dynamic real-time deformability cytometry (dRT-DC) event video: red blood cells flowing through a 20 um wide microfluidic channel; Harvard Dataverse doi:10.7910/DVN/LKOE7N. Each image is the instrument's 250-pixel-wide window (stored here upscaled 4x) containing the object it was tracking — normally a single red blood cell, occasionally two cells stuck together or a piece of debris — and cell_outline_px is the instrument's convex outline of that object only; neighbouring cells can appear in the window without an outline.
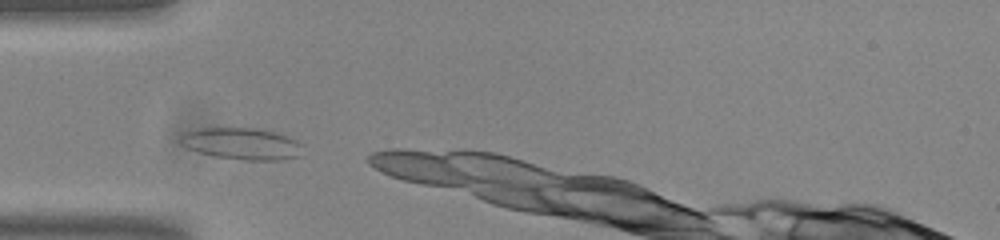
{"species": "common noctule bat (a hibernating species)", "species_latin": "Nyctalus noctula", "temperature_condition": "room temperature", "stored_images_in_passage": 3, "camera_frame_rate_fps": 3000, "um_per_image_px": 0.085, "animal": {"sex": "male", "body_mass_g": 20.0, "forearm_length_mm": 53.3}, "frame": {"image": 1, "passage_image": 1, "time_ms": 0.0, "image_size_px": [1000, 240], "cell_outline_px": [[300, 156], [280, 160], [244, 160], [216, 156], [200, 152], [188, 148], [180, 144], [180, 136], [184, 132], [200, 128], [264, 128], [288, 136], [296, 140], [300, 144]], "centroid_in_image_um": [20.55, 12.2], "position_along_channel_um": 64.5, "area_um2": 22.6}}